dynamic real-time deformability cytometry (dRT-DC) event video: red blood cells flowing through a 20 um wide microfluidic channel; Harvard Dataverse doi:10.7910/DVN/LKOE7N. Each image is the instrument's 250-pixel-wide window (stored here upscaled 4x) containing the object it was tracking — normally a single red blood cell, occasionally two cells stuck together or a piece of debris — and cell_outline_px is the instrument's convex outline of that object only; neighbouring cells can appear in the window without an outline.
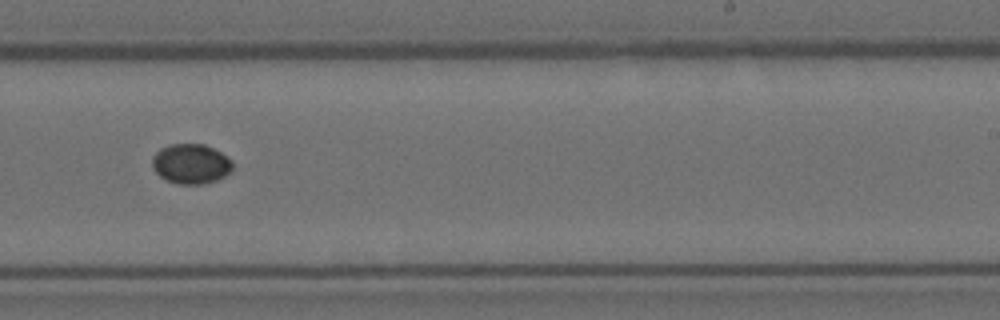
{"species": "Egyptian fruit bat (a non-hibernating species)", "species_latin": "Rousettus aegyptiacus", "temperature_condition": "room temperature", "stored_images_in_passage": 13, "camera_frame_rate_fps": 3000, "um_per_image_px": 0.085, "animal": {"sex": "female"}, "frame": {"image": 1, "passage_image": 8, "time_ms": 2.333, "image_size_px": [1000, 320], "cell_outline_px": [[232, 172], [216, 180], [200, 184], [176, 184], [160, 176], [152, 168], [152, 156], [160, 148], [168, 144], [204, 144], [220, 152], [232, 160]], "centroid_in_image_um": [16.21, 13.92], "position_along_channel_um": 272.8, "area_um2": 18.73}}
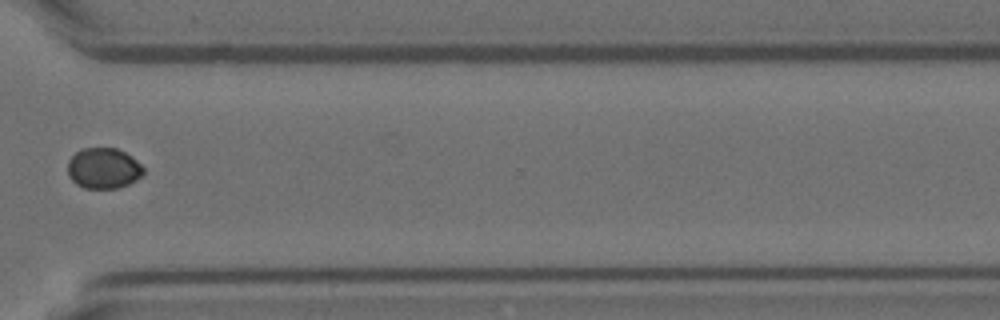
{"frame": {"image": 2, "passage_image": 10, "time_ms": 3.0, "image_size_px": [1000, 320], "cell_outline_px": [[144, 172], [136, 180], [128, 184], [116, 188], [84, 188], [76, 184], [68, 176], [68, 160], [80, 148], [116, 148], [132, 156], [144, 168]], "centroid_in_image_um": [8.78, 14.3], "position_along_channel_um": 361.8, "area_um2": 17.98}}
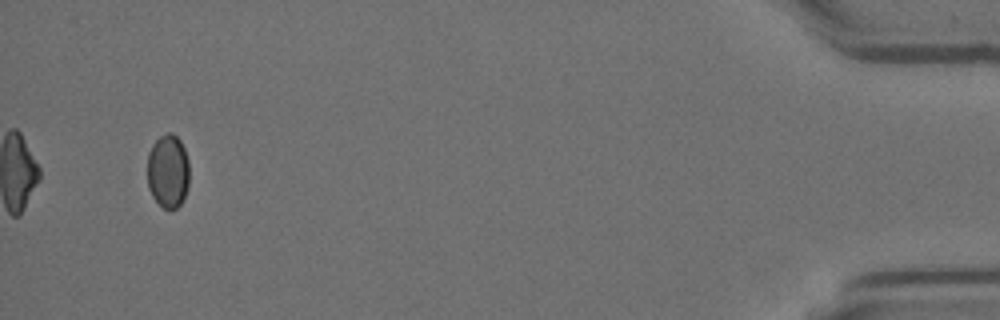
{"frame": {"image": 3, "passage_image": 13, "time_ms": 4.0, "image_size_px": [1000, 320], "cell_outline_px": [[188, 188], [180, 204], [176, 208], [164, 208], [152, 196], [148, 188], [148, 152], [152, 144], [160, 136], [168, 132], [172, 132], [180, 140], [184, 148], [188, 160]], "centroid_in_image_um": [14.27, 14.52], "position_along_channel_um": 420.9, "area_um2": 17.98}}